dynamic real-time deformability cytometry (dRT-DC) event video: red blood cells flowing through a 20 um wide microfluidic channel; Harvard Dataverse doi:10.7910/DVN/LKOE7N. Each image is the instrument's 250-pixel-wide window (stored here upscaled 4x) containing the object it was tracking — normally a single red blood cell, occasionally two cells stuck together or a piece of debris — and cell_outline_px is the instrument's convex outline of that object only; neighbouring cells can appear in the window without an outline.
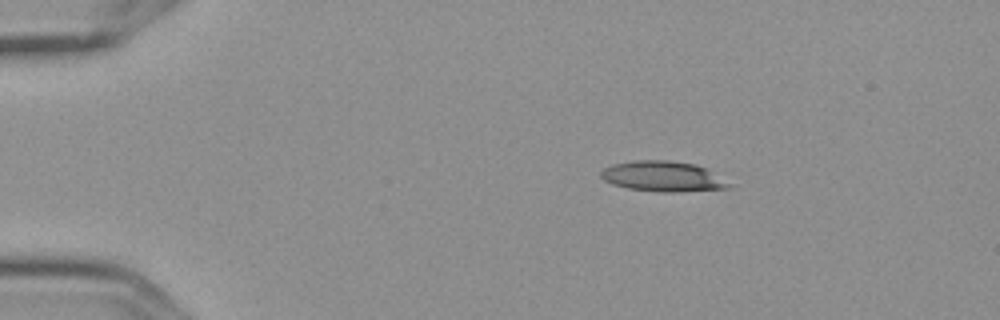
{"species": "Egyptian fruit bat (a non-hibernating species)", "species_latin": "Rousettus aegyptiacus", "temperature_condition": "cold", "stored_images_in_passage": 2, "camera_frame_rate_fps": 3000, "um_per_image_px": 0.085, "frame": {"image": 1, "passage_image": 1, "time_ms": 0.0, "image_size_px": [1000, 320], "cell_outline_px": [[736, 184], [732, 188], [676, 192], [664, 192], [628, 188], [612, 184], [604, 180], [600, 176], [600, 172], [604, 168], [612, 164], [636, 160], [668, 160], [696, 164], [708, 168]], "centroid_in_image_um": [56.45, 14.99], "position_along_channel_um": 28.5, "area_um2": 23.12}}